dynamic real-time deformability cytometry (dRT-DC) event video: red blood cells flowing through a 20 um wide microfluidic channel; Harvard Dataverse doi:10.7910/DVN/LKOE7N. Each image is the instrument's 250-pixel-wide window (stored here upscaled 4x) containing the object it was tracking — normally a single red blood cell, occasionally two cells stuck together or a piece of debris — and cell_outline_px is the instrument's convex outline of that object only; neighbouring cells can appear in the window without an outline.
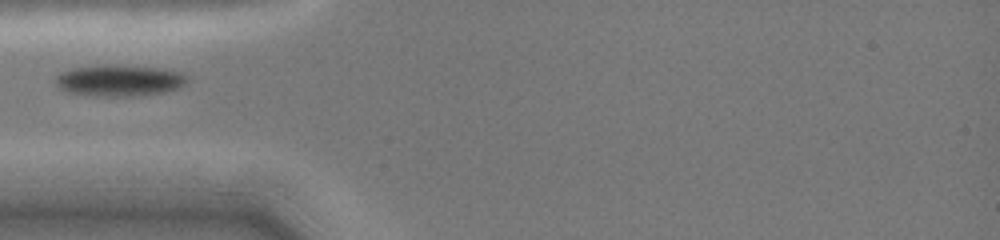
{"species": "common noctule bat (a hibernating species)", "species_latin": "Nyctalus noctula", "temperature_condition": "cold", "stored_images_in_passage": 7, "camera_frame_rate_fps": 3000, "um_per_image_px": 0.085, "animal": {"sex": "female", "body_mass_g": 19.0, "forearm_length_mm": 51.5}, "frame": {"image": 1, "passage_image": 1, "time_ms": 0.0, "image_size_px": [1000, 240], "cell_outline_px": [[184, 84], [180, 88], [164, 92], [136, 96], [92, 96], [64, 92], [56, 84], [56, 76], [64, 72], [76, 68], [100, 64], [116, 64], [160, 68], [180, 72], [184, 76]], "centroid_in_image_um": [10.11, 6.84], "position_along_channel_um": 74.9, "area_um2": 24.1}}
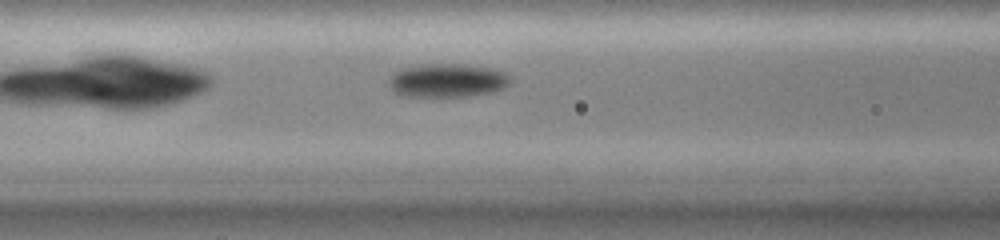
{"frame": {"image": 2, "passage_image": 4, "time_ms": 1.333, "image_size_px": [1000, 240], "cell_outline_px": [[508, 84], [504, 88], [492, 92], [472, 96], [404, 96], [392, 92], [388, 84], [388, 80], [392, 72], [400, 68], [420, 64], [468, 64], [496, 68], [504, 72], [508, 76]], "centroid_in_image_um": [37.97, 6.82], "position_along_channel_um": 128.6, "area_um2": 24.22}}